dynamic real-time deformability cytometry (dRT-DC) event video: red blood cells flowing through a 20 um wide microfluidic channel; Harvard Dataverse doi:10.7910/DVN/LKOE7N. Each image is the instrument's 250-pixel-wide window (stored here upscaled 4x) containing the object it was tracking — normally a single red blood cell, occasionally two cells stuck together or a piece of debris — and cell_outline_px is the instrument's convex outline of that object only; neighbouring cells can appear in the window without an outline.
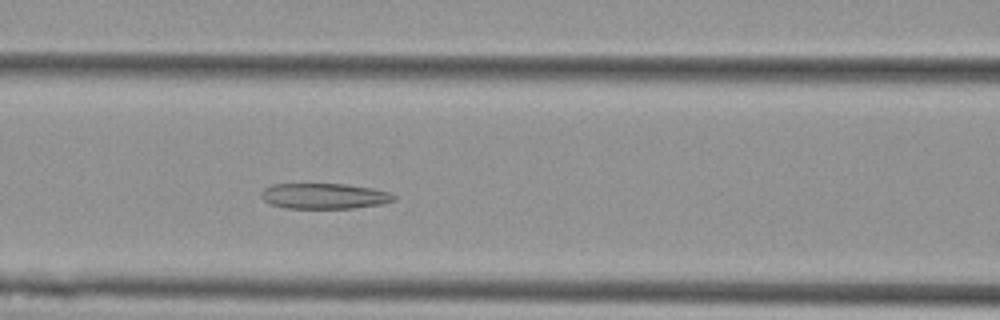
{"species": "Egyptian fruit bat (a non-hibernating species)", "species_latin": "Rousettus aegyptiacus", "temperature_condition": "cold", "stored_images_in_passage": 49, "camera_frame_rate_fps": 3000, "um_per_image_px": 0.085, "animal": {"sex": "female"}, "frame": {"image": 1, "passage_image": 18, "time_ms": 5.667, "image_size_px": [1000, 320], "cell_outline_px": [[396, 200], [380, 204], [352, 208], [284, 208], [268, 204], [260, 196], [260, 192], [264, 188], [272, 184], [344, 184], [372, 188], [388, 192], [396, 196]], "centroid_in_image_um": [27.51, 16.66], "position_along_channel_um": 139.1, "area_um2": 19.83}}
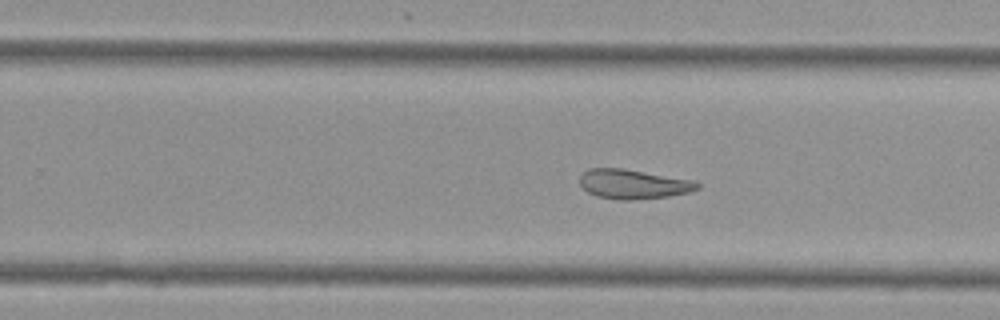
{"frame": {"image": 2, "passage_image": 29, "time_ms": 9.333, "image_size_px": [1000, 320], "cell_outline_px": [[700, 188], [688, 192], [668, 196], [632, 200], [620, 200], [596, 196], [588, 192], [580, 184], [580, 176], [588, 168], [624, 168], [692, 180], [700, 184]], "centroid_in_image_um": [53.81, 15.64], "position_along_channel_um": 276.0, "area_um2": 20.11}}
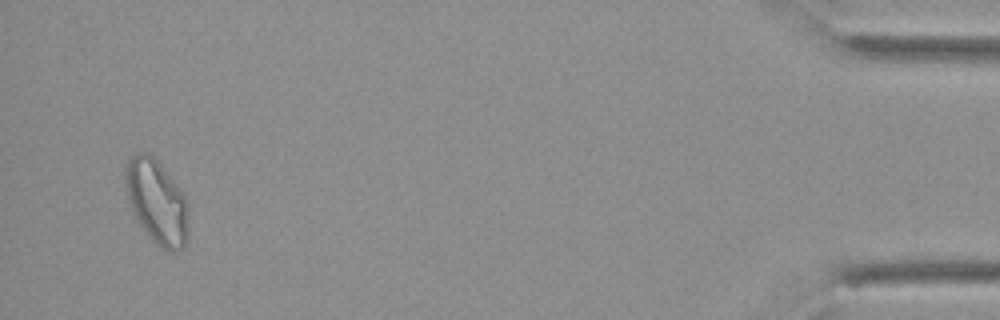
{"frame": {"image": 3, "passage_image": 47, "time_ms": 15.333, "image_size_px": [1000, 320], "cell_outline_px": [[188, 240], [184, 248], [180, 252], [168, 252], [160, 248], [148, 236], [132, 212], [128, 200], [124, 184], [124, 164], [136, 152], [148, 152], [160, 164], [184, 192], [188, 200]], "centroid_in_image_um": [13.34, 17.18], "position_along_channel_um": 421.9, "area_um2": 31.85}, "authors_computed_cell_mechanics": {"area_um2": 23.8136, "velocity_mm_per_s": 3.7638, "shape_relaxation_time_tau1_ms": null, "shape_relaxation_time_tau2_ms": 3.1724, "deformation_change_tau1": null, "deformation_change_tau2": 0.1168}}